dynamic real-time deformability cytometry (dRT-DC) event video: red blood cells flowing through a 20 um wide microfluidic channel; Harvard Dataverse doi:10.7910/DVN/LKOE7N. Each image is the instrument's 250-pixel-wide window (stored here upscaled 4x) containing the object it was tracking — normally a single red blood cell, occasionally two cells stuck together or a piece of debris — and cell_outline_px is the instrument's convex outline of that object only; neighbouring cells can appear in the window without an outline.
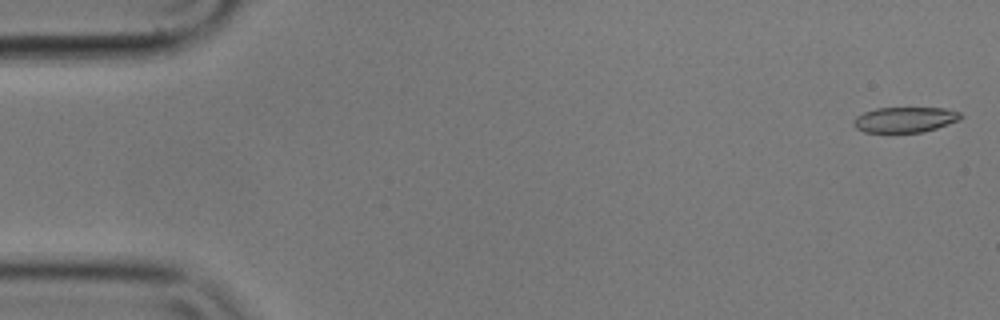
{"species": "common noctule bat (a hibernating species)", "species_latin": "Nyctalus noctula", "temperature_condition": "cold", "stored_images_in_passage": 13, "camera_frame_rate_fps": 3000, "um_per_image_px": 0.085, "animal": {"sex": "male", "body_mass_g": 17.9}, "frame": {"image": 1, "passage_image": 2, "time_ms": 0.333, "image_size_px": [1000, 320], "cell_outline_px": [[964, 116], [960, 120], [924, 132], [864, 132], [856, 128], [852, 124], [852, 120], [856, 116], [864, 112], [876, 108], [944, 108], [960, 112]], "centroid_in_image_um": [76.91, 10.17], "position_along_channel_um": 8.1, "area_um2": 15.95}}